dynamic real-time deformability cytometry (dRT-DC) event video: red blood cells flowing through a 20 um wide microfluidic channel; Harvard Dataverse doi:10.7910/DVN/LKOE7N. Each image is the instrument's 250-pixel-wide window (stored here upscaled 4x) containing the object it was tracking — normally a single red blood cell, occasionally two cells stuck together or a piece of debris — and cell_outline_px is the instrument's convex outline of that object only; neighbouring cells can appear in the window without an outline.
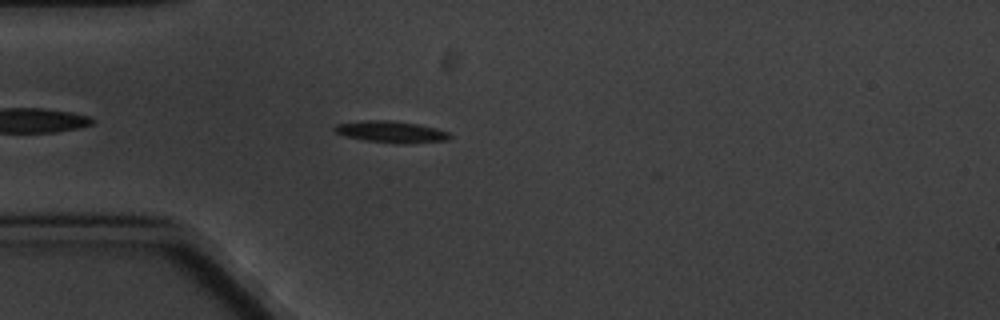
{"species": "common noctule bat (a hibernating species)", "species_latin": "Nyctalus noctula", "temperature_condition": "cold", "stored_images_in_passage": 5, "camera_frame_rate_fps": 3000, "um_per_image_px": 0.085, "animal": {"sex": "male", "body_mass_g": 20.1, "forearm_length_mm": 53.5}, "frame": {"image": 1, "passage_image": 4, "time_ms": 3.333, "image_size_px": [1000, 320], "cell_outline_px": [[452, 136], [448, 140], [408, 144], [396, 144], [364, 140], [348, 136], [336, 132], [332, 128], [336, 124], [364, 120], [392, 120], [416, 124], [436, 128], [448, 132]], "centroid_in_image_um": [33.27, 11.21], "position_along_channel_um": 51.7, "area_um2": 14.57}}